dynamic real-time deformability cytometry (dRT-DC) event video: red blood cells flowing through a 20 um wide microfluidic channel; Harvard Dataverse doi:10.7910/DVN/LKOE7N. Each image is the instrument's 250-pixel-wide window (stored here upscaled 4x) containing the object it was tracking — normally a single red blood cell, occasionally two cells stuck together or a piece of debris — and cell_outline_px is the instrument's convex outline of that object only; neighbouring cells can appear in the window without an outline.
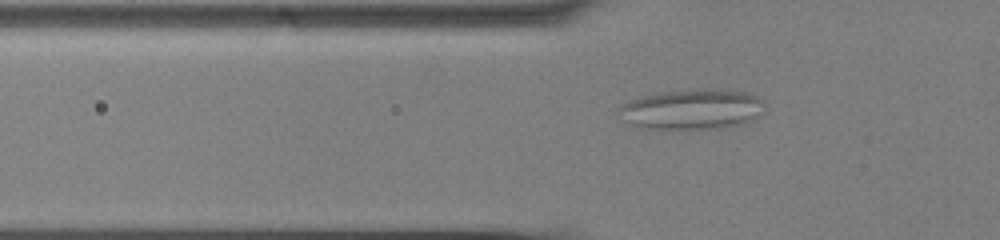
{"species": "common noctule bat (a hibernating species)", "species_latin": "Nyctalus noctula", "temperature_condition": "cold", "stored_images_in_passage": 59, "segment_of_instrument_passage": [1, 2], "camera_frame_rate_fps": 3000, "um_per_image_px": 0.085, "animal": {"sex": "male", "body_mass_g": 13.0, "forearm_length_mm": 53.1}, "frame": {"image": 1, "passage_image": 21, "time_ms": 6.667, "image_size_px": [1000, 240], "cell_outline_px": [[764, 112], [740, 124], [724, 128], [640, 128], [620, 120], [616, 112], [616, 108], [620, 104], [640, 96], [656, 92], [684, 88], [732, 88], [748, 92], [764, 100]], "centroid_in_image_um": [58.77, 9.24], "position_along_channel_um": 67.0, "area_um2": 35.37}}